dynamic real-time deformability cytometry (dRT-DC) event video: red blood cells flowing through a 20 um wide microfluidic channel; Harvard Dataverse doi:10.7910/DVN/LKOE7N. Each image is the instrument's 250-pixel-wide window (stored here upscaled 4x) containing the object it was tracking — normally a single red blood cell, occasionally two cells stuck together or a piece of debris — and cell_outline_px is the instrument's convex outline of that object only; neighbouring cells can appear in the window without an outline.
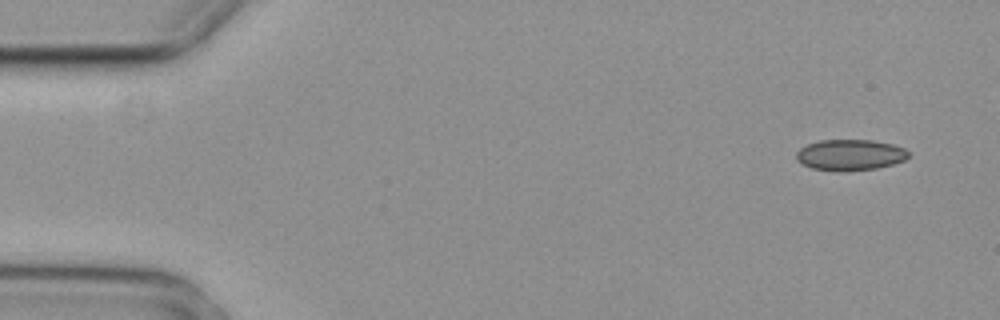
{"species": "common noctule bat (a hibernating species)", "species_latin": "Nyctalus noctula", "temperature_condition": "cold", "stored_images_in_passage": 5, "camera_frame_rate_fps": 3000, "um_per_image_px": 0.085, "animal": {"sex": "female", "body_mass_g": 29.2, "forearm_length_mm": 56.3}, "frame": {"image": 1, "passage_image": 1, "time_ms": 0.0, "image_size_px": [1000, 320], "cell_outline_px": [[912, 152], [904, 160], [892, 164], [876, 168], [848, 172], [836, 172], [812, 168], [800, 164], [796, 160], [796, 152], [800, 148], [808, 144], [820, 140], [872, 140], [892, 144], [904, 148]], "centroid_in_image_um": [72.24, 13.18], "position_along_channel_um": 12.8, "area_um2": 20.58}}
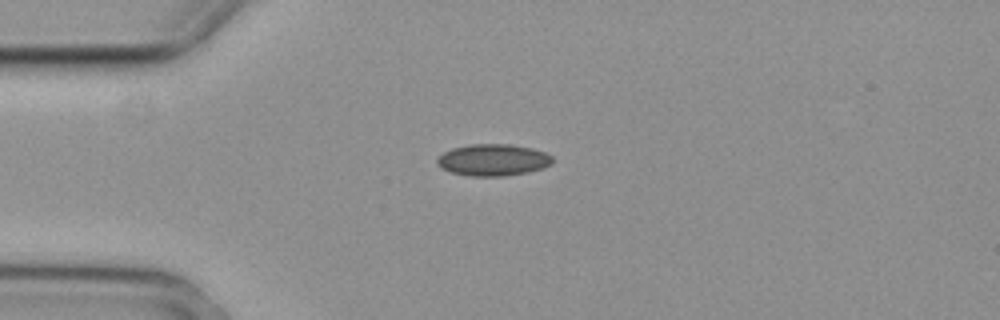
{"frame": {"image": 2, "passage_image": 3, "time_ms": 0.667, "image_size_px": [1000, 320], "cell_outline_px": [[552, 164], [544, 168], [528, 172], [504, 176], [468, 176], [448, 172], [440, 168], [436, 164], [436, 160], [444, 152], [452, 148], [468, 144], [508, 144], [532, 148], [544, 152], [552, 156]], "centroid_in_image_um": [41.88, 13.6], "position_along_channel_um": 43.1, "area_um2": 21.56}}
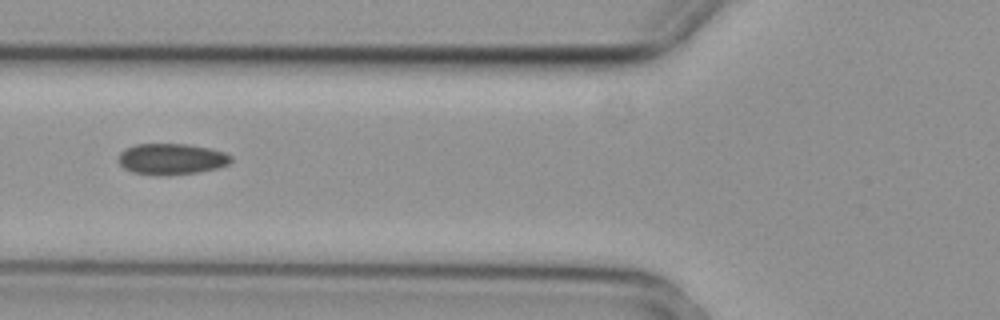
{"frame": {"image": 3, "passage_image": 5, "time_ms": 1.333, "image_size_px": [1000, 320], "cell_outline_px": [[232, 160], [228, 164], [216, 168], [196, 172], [156, 176], [132, 172], [124, 168], [116, 160], [120, 152], [136, 144], [188, 144], [208, 148], [224, 152], [232, 156]], "centroid_in_image_um": [14.54, 13.52], "position_along_channel_um": 111.3, "area_um2": 20.35}}